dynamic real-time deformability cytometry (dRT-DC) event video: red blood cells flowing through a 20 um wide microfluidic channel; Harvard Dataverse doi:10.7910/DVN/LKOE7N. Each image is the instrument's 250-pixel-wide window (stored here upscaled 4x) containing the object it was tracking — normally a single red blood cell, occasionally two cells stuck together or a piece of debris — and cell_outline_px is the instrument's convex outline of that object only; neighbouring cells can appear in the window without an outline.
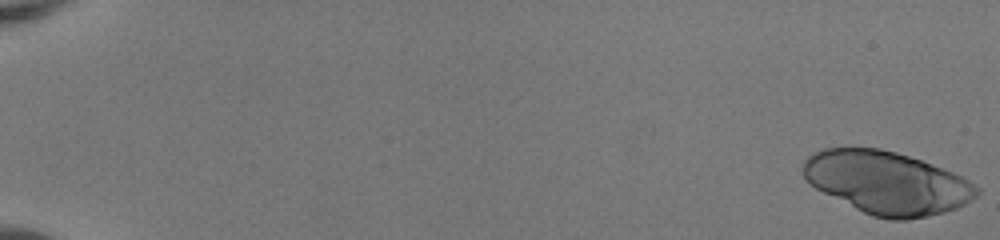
{"species": "human", "species_latin": "Homo sapiens", "temperature_condition": "room temperature", "stored_images_in_passage": 42, "camera_frame_rate_fps": 3000, "um_per_image_px": 0.085, "donor": {"sex": "female"}, "frame": {"image": 1, "passage_image": 1, "time_ms": 0.0, "image_size_px": [1000, 240], "cell_outline_px": [[980, 192], [976, 196], [964, 204], [956, 208], [944, 212], [904, 220], [888, 220], [872, 216], [816, 188], [804, 176], [804, 160], [808, 156], [824, 148], [880, 148], [896, 152], [932, 164], [952, 172], [976, 184], [980, 188]], "centroid_in_image_um": [75.41, 15.52], "position_along_channel_um": 9.6, "area_um2": 62.66}}